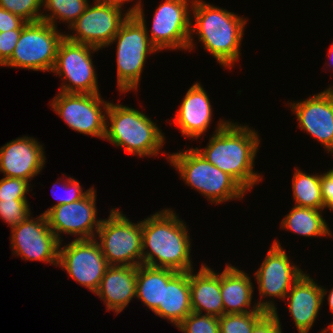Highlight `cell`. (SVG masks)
I'll list each match as a JSON object with an SVG mask.
<instances>
[{"mask_svg": "<svg viewBox=\"0 0 333 333\" xmlns=\"http://www.w3.org/2000/svg\"><path fill=\"white\" fill-rule=\"evenodd\" d=\"M42 6L43 0H0L1 8L19 16L27 23L41 21Z\"/></svg>", "mask_w": 333, "mask_h": 333, "instance_id": "f546056e", "label": "cell"}, {"mask_svg": "<svg viewBox=\"0 0 333 333\" xmlns=\"http://www.w3.org/2000/svg\"><path fill=\"white\" fill-rule=\"evenodd\" d=\"M65 182H64V185H62L64 192L66 191L65 195H61L59 197L54 196L56 198V200L58 201V203L55 204L54 206L50 207V209L55 206L78 201V200L82 199L91 189V188H89L88 190L83 192L79 181H77L76 179H74L72 177H68V179H66ZM56 185H57L56 183L53 185V189H52L53 195H54V191H56L55 190Z\"/></svg>", "mask_w": 333, "mask_h": 333, "instance_id": "836d02e7", "label": "cell"}, {"mask_svg": "<svg viewBox=\"0 0 333 333\" xmlns=\"http://www.w3.org/2000/svg\"><path fill=\"white\" fill-rule=\"evenodd\" d=\"M290 104L299 128L333 154V86L304 101Z\"/></svg>", "mask_w": 333, "mask_h": 333, "instance_id": "2e32d148", "label": "cell"}, {"mask_svg": "<svg viewBox=\"0 0 333 333\" xmlns=\"http://www.w3.org/2000/svg\"><path fill=\"white\" fill-rule=\"evenodd\" d=\"M137 267L110 265L95 292L116 315L136 297Z\"/></svg>", "mask_w": 333, "mask_h": 333, "instance_id": "7402d4cb", "label": "cell"}, {"mask_svg": "<svg viewBox=\"0 0 333 333\" xmlns=\"http://www.w3.org/2000/svg\"><path fill=\"white\" fill-rule=\"evenodd\" d=\"M95 201L96 193L92 187L82 199L55 206L43 213L46 216L48 226L60 242H62L60 240V233L62 232V234L78 235V238L76 237L78 240L97 237L94 234L97 233L102 219L96 220L97 208Z\"/></svg>", "mask_w": 333, "mask_h": 333, "instance_id": "5bb4252c", "label": "cell"}, {"mask_svg": "<svg viewBox=\"0 0 333 333\" xmlns=\"http://www.w3.org/2000/svg\"><path fill=\"white\" fill-rule=\"evenodd\" d=\"M22 30H10L0 32V66H3L10 58L17 45Z\"/></svg>", "mask_w": 333, "mask_h": 333, "instance_id": "e575fe53", "label": "cell"}, {"mask_svg": "<svg viewBox=\"0 0 333 333\" xmlns=\"http://www.w3.org/2000/svg\"><path fill=\"white\" fill-rule=\"evenodd\" d=\"M167 158L186 184L212 203L241 199L246 192L230 175L208 162L196 148L170 154Z\"/></svg>", "mask_w": 333, "mask_h": 333, "instance_id": "8992f818", "label": "cell"}, {"mask_svg": "<svg viewBox=\"0 0 333 333\" xmlns=\"http://www.w3.org/2000/svg\"><path fill=\"white\" fill-rule=\"evenodd\" d=\"M97 235L109 265L138 267L142 264L141 221L134 224L117 208L111 209L108 219H102Z\"/></svg>", "mask_w": 333, "mask_h": 333, "instance_id": "52a82bcc", "label": "cell"}, {"mask_svg": "<svg viewBox=\"0 0 333 333\" xmlns=\"http://www.w3.org/2000/svg\"><path fill=\"white\" fill-rule=\"evenodd\" d=\"M261 264L255 272L261 298L284 299L292 285L304 274L295 264L290 263L288 255L276 240Z\"/></svg>", "mask_w": 333, "mask_h": 333, "instance_id": "e0dca14e", "label": "cell"}, {"mask_svg": "<svg viewBox=\"0 0 333 333\" xmlns=\"http://www.w3.org/2000/svg\"><path fill=\"white\" fill-rule=\"evenodd\" d=\"M176 327L184 333H220L219 317L193 311Z\"/></svg>", "mask_w": 333, "mask_h": 333, "instance_id": "4dcf8cb0", "label": "cell"}, {"mask_svg": "<svg viewBox=\"0 0 333 333\" xmlns=\"http://www.w3.org/2000/svg\"><path fill=\"white\" fill-rule=\"evenodd\" d=\"M43 145L32 137H20L0 148V172L5 177L31 181L45 164Z\"/></svg>", "mask_w": 333, "mask_h": 333, "instance_id": "ac0fdd59", "label": "cell"}, {"mask_svg": "<svg viewBox=\"0 0 333 333\" xmlns=\"http://www.w3.org/2000/svg\"><path fill=\"white\" fill-rule=\"evenodd\" d=\"M220 289L224 314L277 311L274 302L265 300L257 301L251 308L254 292L251 279L246 272L231 264L220 273Z\"/></svg>", "mask_w": 333, "mask_h": 333, "instance_id": "d6986e66", "label": "cell"}, {"mask_svg": "<svg viewBox=\"0 0 333 333\" xmlns=\"http://www.w3.org/2000/svg\"><path fill=\"white\" fill-rule=\"evenodd\" d=\"M56 30V27L42 20L27 23L22 28L11 58L3 66L52 71L58 47L65 37Z\"/></svg>", "mask_w": 333, "mask_h": 333, "instance_id": "ba28073f", "label": "cell"}, {"mask_svg": "<svg viewBox=\"0 0 333 333\" xmlns=\"http://www.w3.org/2000/svg\"><path fill=\"white\" fill-rule=\"evenodd\" d=\"M200 268L197 274L189 271L191 308L193 312L221 317L224 314L220 289V274L208 266Z\"/></svg>", "mask_w": 333, "mask_h": 333, "instance_id": "603a6c76", "label": "cell"}, {"mask_svg": "<svg viewBox=\"0 0 333 333\" xmlns=\"http://www.w3.org/2000/svg\"><path fill=\"white\" fill-rule=\"evenodd\" d=\"M141 1L131 7V14L121 24L110 45L117 41V82L121 93L137 90L147 54L158 49L151 43Z\"/></svg>", "mask_w": 333, "mask_h": 333, "instance_id": "277c9868", "label": "cell"}, {"mask_svg": "<svg viewBox=\"0 0 333 333\" xmlns=\"http://www.w3.org/2000/svg\"><path fill=\"white\" fill-rule=\"evenodd\" d=\"M122 6L113 2H99L87 5L85 11L68 28L76 31L65 37L75 43H82L97 49L109 46L121 24L131 14V9L122 14ZM123 17V18H122Z\"/></svg>", "mask_w": 333, "mask_h": 333, "instance_id": "8fae6325", "label": "cell"}, {"mask_svg": "<svg viewBox=\"0 0 333 333\" xmlns=\"http://www.w3.org/2000/svg\"><path fill=\"white\" fill-rule=\"evenodd\" d=\"M88 0H43L45 10L51 12L41 15V20L48 22L57 28L56 19L62 22L67 21L69 27L79 18L85 11Z\"/></svg>", "mask_w": 333, "mask_h": 333, "instance_id": "83f0119b", "label": "cell"}, {"mask_svg": "<svg viewBox=\"0 0 333 333\" xmlns=\"http://www.w3.org/2000/svg\"><path fill=\"white\" fill-rule=\"evenodd\" d=\"M278 312H268L252 329L251 333H282Z\"/></svg>", "mask_w": 333, "mask_h": 333, "instance_id": "d590c367", "label": "cell"}, {"mask_svg": "<svg viewBox=\"0 0 333 333\" xmlns=\"http://www.w3.org/2000/svg\"><path fill=\"white\" fill-rule=\"evenodd\" d=\"M329 56L328 57H330V59L331 58H333V44L331 45V47H330V49H329ZM332 60V59H331ZM333 61V60H332Z\"/></svg>", "mask_w": 333, "mask_h": 333, "instance_id": "b9f144b4", "label": "cell"}, {"mask_svg": "<svg viewBox=\"0 0 333 333\" xmlns=\"http://www.w3.org/2000/svg\"><path fill=\"white\" fill-rule=\"evenodd\" d=\"M109 104L110 102L104 101L99 93L59 92L51 101L50 106L71 129L104 139L107 116L105 112L108 110Z\"/></svg>", "mask_w": 333, "mask_h": 333, "instance_id": "9c48e42d", "label": "cell"}, {"mask_svg": "<svg viewBox=\"0 0 333 333\" xmlns=\"http://www.w3.org/2000/svg\"><path fill=\"white\" fill-rule=\"evenodd\" d=\"M97 1H99V2H113V3H118V4H121V5H124L125 1L130 2V0H97Z\"/></svg>", "mask_w": 333, "mask_h": 333, "instance_id": "ab89813d", "label": "cell"}, {"mask_svg": "<svg viewBox=\"0 0 333 333\" xmlns=\"http://www.w3.org/2000/svg\"><path fill=\"white\" fill-rule=\"evenodd\" d=\"M326 289L318 286L309 274H303L289 290L288 310L299 333H308L321 308Z\"/></svg>", "mask_w": 333, "mask_h": 333, "instance_id": "ffe728a7", "label": "cell"}, {"mask_svg": "<svg viewBox=\"0 0 333 333\" xmlns=\"http://www.w3.org/2000/svg\"><path fill=\"white\" fill-rule=\"evenodd\" d=\"M292 188L295 205L324 210L325 205L320 187V175H309L295 168Z\"/></svg>", "mask_w": 333, "mask_h": 333, "instance_id": "4316f807", "label": "cell"}, {"mask_svg": "<svg viewBox=\"0 0 333 333\" xmlns=\"http://www.w3.org/2000/svg\"><path fill=\"white\" fill-rule=\"evenodd\" d=\"M36 219H30L29 216L19 225L11 227L12 251L24 260L49 262L58 267L59 247L62 243L48 226L45 214Z\"/></svg>", "mask_w": 333, "mask_h": 333, "instance_id": "4fadbf2b", "label": "cell"}, {"mask_svg": "<svg viewBox=\"0 0 333 333\" xmlns=\"http://www.w3.org/2000/svg\"><path fill=\"white\" fill-rule=\"evenodd\" d=\"M321 210L294 206L282 220L283 229L290 230L297 235L306 237L332 236L329 227L323 219Z\"/></svg>", "mask_w": 333, "mask_h": 333, "instance_id": "484cf974", "label": "cell"}, {"mask_svg": "<svg viewBox=\"0 0 333 333\" xmlns=\"http://www.w3.org/2000/svg\"><path fill=\"white\" fill-rule=\"evenodd\" d=\"M98 50L64 37L58 47L55 64L51 71L67 81L62 83L60 92L99 93L97 76L91 59V53Z\"/></svg>", "mask_w": 333, "mask_h": 333, "instance_id": "30bf717a", "label": "cell"}, {"mask_svg": "<svg viewBox=\"0 0 333 333\" xmlns=\"http://www.w3.org/2000/svg\"><path fill=\"white\" fill-rule=\"evenodd\" d=\"M177 272L141 264L137 267L136 298L155 312L163 304L164 285Z\"/></svg>", "mask_w": 333, "mask_h": 333, "instance_id": "d4e9b609", "label": "cell"}, {"mask_svg": "<svg viewBox=\"0 0 333 333\" xmlns=\"http://www.w3.org/2000/svg\"><path fill=\"white\" fill-rule=\"evenodd\" d=\"M320 187L325 208L333 211V169L320 175Z\"/></svg>", "mask_w": 333, "mask_h": 333, "instance_id": "74e56055", "label": "cell"}, {"mask_svg": "<svg viewBox=\"0 0 333 333\" xmlns=\"http://www.w3.org/2000/svg\"><path fill=\"white\" fill-rule=\"evenodd\" d=\"M190 0H165L155 10L148 37L151 43L162 49L187 50L191 36Z\"/></svg>", "mask_w": 333, "mask_h": 333, "instance_id": "9a60e30c", "label": "cell"}, {"mask_svg": "<svg viewBox=\"0 0 333 333\" xmlns=\"http://www.w3.org/2000/svg\"><path fill=\"white\" fill-rule=\"evenodd\" d=\"M328 331H329V333H333V322H332V324H330V325L328 326L327 329L324 328L320 333H327Z\"/></svg>", "mask_w": 333, "mask_h": 333, "instance_id": "60d3db41", "label": "cell"}, {"mask_svg": "<svg viewBox=\"0 0 333 333\" xmlns=\"http://www.w3.org/2000/svg\"><path fill=\"white\" fill-rule=\"evenodd\" d=\"M184 223L171 209L142 220V264L176 272L193 270L191 243Z\"/></svg>", "mask_w": 333, "mask_h": 333, "instance_id": "7a4b0ae2", "label": "cell"}, {"mask_svg": "<svg viewBox=\"0 0 333 333\" xmlns=\"http://www.w3.org/2000/svg\"><path fill=\"white\" fill-rule=\"evenodd\" d=\"M26 24L27 22L19 16L0 7V32L22 30Z\"/></svg>", "mask_w": 333, "mask_h": 333, "instance_id": "8d00e7d4", "label": "cell"}, {"mask_svg": "<svg viewBox=\"0 0 333 333\" xmlns=\"http://www.w3.org/2000/svg\"><path fill=\"white\" fill-rule=\"evenodd\" d=\"M191 312L189 272H177L164 285L163 304L154 313L178 326Z\"/></svg>", "mask_w": 333, "mask_h": 333, "instance_id": "cb8c5ba5", "label": "cell"}, {"mask_svg": "<svg viewBox=\"0 0 333 333\" xmlns=\"http://www.w3.org/2000/svg\"><path fill=\"white\" fill-rule=\"evenodd\" d=\"M27 199L0 200V219L8 223L10 227L19 225L30 215Z\"/></svg>", "mask_w": 333, "mask_h": 333, "instance_id": "1f68e13d", "label": "cell"}, {"mask_svg": "<svg viewBox=\"0 0 333 333\" xmlns=\"http://www.w3.org/2000/svg\"><path fill=\"white\" fill-rule=\"evenodd\" d=\"M94 239H74L66 246L59 247L58 265L66 270L69 277L95 293L107 268L100 245Z\"/></svg>", "mask_w": 333, "mask_h": 333, "instance_id": "7c38bea8", "label": "cell"}, {"mask_svg": "<svg viewBox=\"0 0 333 333\" xmlns=\"http://www.w3.org/2000/svg\"><path fill=\"white\" fill-rule=\"evenodd\" d=\"M268 312L223 314L219 317L220 333H251Z\"/></svg>", "mask_w": 333, "mask_h": 333, "instance_id": "f1b7e54d", "label": "cell"}, {"mask_svg": "<svg viewBox=\"0 0 333 333\" xmlns=\"http://www.w3.org/2000/svg\"><path fill=\"white\" fill-rule=\"evenodd\" d=\"M327 300L329 302L330 311H331V313H333V288H332V290H330Z\"/></svg>", "mask_w": 333, "mask_h": 333, "instance_id": "f35d334b", "label": "cell"}, {"mask_svg": "<svg viewBox=\"0 0 333 333\" xmlns=\"http://www.w3.org/2000/svg\"><path fill=\"white\" fill-rule=\"evenodd\" d=\"M207 146L197 151L204 158L230 175L247 193L262 179L253 172L260 144L258 133L248 126L220 120Z\"/></svg>", "mask_w": 333, "mask_h": 333, "instance_id": "6da1fadb", "label": "cell"}, {"mask_svg": "<svg viewBox=\"0 0 333 333\" xmlns=\"http://www.w3.org/2000/svg\"><path fill=\"white\" fill-rule=\"evenodd\" d=\"M190 3L195 23H191L192 33L187 50L194 49L192 34L197 33L204 49L211 53L220 65L231 68L240 58V42L247 20L202 0H193Z\"/></svg>", "mask_w": 333, "mask_h": 333, "instance_id": "3957f363", "label": "cell"}, {"mask_svg": "<svg viewBox=\"0 0 333 333\" xmlns=\"http://www.w3.org/2000/svg\"><path fill=\"white\" fill-rule=\"evenodd\" d=\"M212 112L207 93L200 83H194L184 96L173 123L185 137L199 139L210 126Z\"/></svg>", "mask_w": 333, "mask_h": 333, "instance_id": "44dd1931", "label": "cell"}, {"mask_svg": "<svg viewBox=\"0 0 333 333\" xmlns=\"http://www.w3.org/2000/svg\"><path fill=\"white\" fill-rule=\"evenodd\" d=\"M106 114L104 139L117 147H124L125 151L132 155L140 157L158 155L165 138L162 130L151 118L137 109L111 102Z\"/></svg>", "mask_w": 333, "mask_h": 333, "instance_id": "5b68a950", "label": "cell"}, {"mask_svg": "<svg viewBox=\"0 0 333 333\" xmlns=\"http://www.w3.org/2000/svg\"><path fill=\"white\" fill-rule=\"evenodd\" d=\"M29 185L28 181L20 178L3 177L0 180V200L27 199Z\"/></svg>", "mask_w": 333, "mask_h": 333, "instance_id": "d6a6232c", "label": "cell"}]
</instances>
